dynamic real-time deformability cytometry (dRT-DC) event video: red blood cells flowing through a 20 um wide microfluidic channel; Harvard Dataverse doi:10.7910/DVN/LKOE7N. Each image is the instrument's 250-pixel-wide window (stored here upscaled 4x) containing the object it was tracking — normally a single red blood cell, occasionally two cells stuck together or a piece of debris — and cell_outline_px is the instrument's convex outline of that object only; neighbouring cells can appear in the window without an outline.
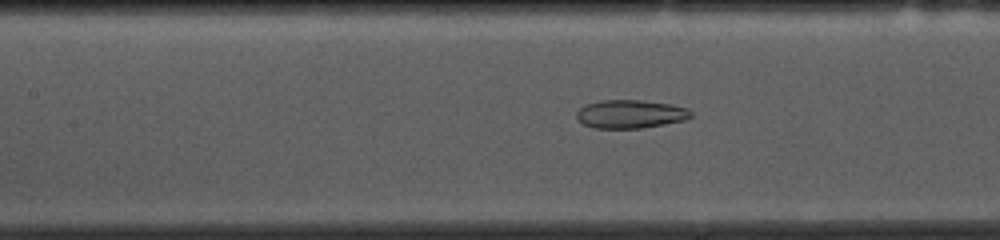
{"species": "common noctule bat (a hibernating species)", "species_latin": "Nyctalus noctula", "temperature_condition": "cold", "stored_images_in_passage": 53, "camera_frame_rate_fps": 3000, "um_per_image_px": 0.085, "animal": {"sex": "female", "body_mass_g": 10.0, "forearm_length_mm": 53.1}, "frame": {"image": 1, "passage_image": 22, "time_ms": 7.0, "image_size_px": [1000, 240], "cell_outline_px": [[692, 116], [684, 120], [664, 124], [640, 128], [592, 128], [584, 124], [576, 116], [576, 112], [584, 104], [600, 100], [640, 100], [672, 104], [688, 108], [692, 112]], "centroid_in_image_um": [53.58, 9.68], "position_along_channel_um": 153.8, "area_um2": 18.96}}
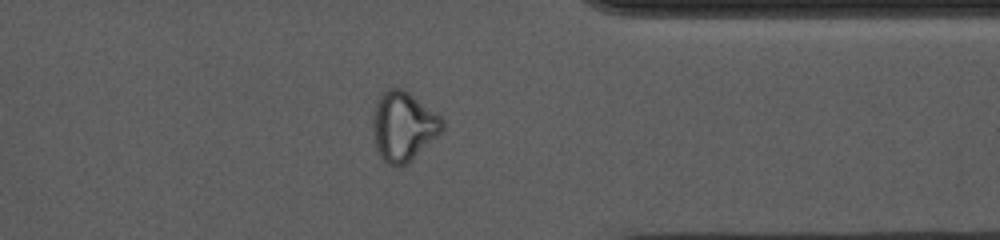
{"frame": {"image": 2, "passage_image": 41, "time_ms": 13.333, "image_size_px": [1000, 240], "cell_outline_px": [[444, 132], [408, 164], [400, 168], [388, 164], [380, 156], [376, 148], [372, 136], [372, 120], [376, 100], [388, 88], [400, 88], [408, 92], [436, 112], [444, 120]], "centroid_in_image_um": [34.3, 10.78], "position_along_channel_um": 377.1, "area_um2": 28.73}}
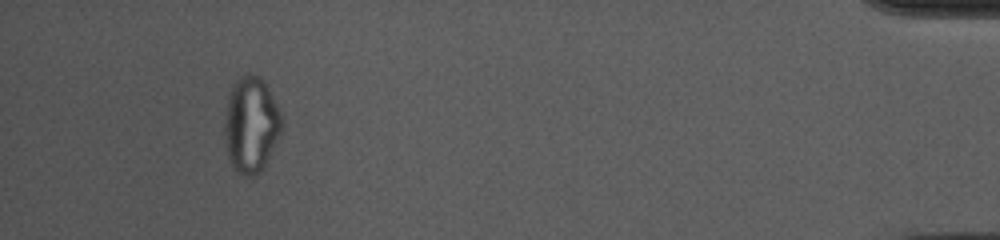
{"frame": {"image": 3, "passage_image": 49, "time_ms": 16.0, "image_size_px": [1000, 240], "cell_outline_px": [[280, 136], [264, 168], [252, 180], [240, 176], [232, 168], [228, 156], [224, 132], [224, 124], [228, 100], [232, 84], [240, 76], [248, 72], [260, 76], [264, 80], [280, 112]], "centroid_in_image_um": [21.32, 10.66], "position_along_channel_um": 413.9, "area_um2": 32.31}, "authors_computed_cell_mechanics": {"area_um2": 24.3916, "velocity_mm_per_s": 3.6851, "shape_relaxation_time_tau1_ms": null, "shape_relaxation_time_tau2_ms": 1.2379, "deformation_change_tau1": null, "deformation_change_tau2": 0.0811}}